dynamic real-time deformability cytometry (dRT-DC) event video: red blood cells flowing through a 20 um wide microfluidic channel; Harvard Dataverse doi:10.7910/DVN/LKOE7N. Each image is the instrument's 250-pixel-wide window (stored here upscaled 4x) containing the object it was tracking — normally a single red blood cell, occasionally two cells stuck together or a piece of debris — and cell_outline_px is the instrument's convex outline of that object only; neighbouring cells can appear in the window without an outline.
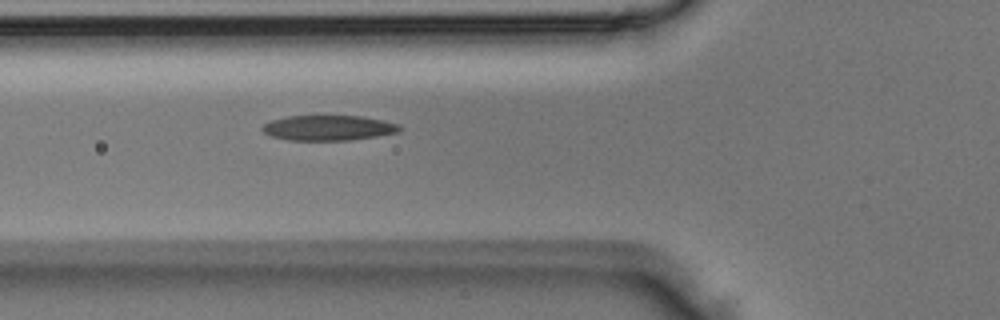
{"species": "Egyptian fruit bat (a non-hibernating species)", "species_latin": "Rousettus aegyptiacus", "temperature_condition": "room temperature", "stored_images_in_passage": 2, "camera_frame_rate_fps": 3000, "um_per_image_px": 0.085, "animal": {"sex": "male"}, "frame": {"image": 1, "passage_image": 2, "time_ms": 0.333, "image_size_px": [1000, 320], "cell_outline_px": [[404, 128], [400, 132], [376, 136], [348, 140], [288, 140], [272, 136], [264, 132], [260, 128], [264, 124], [272, 120], [288, 116], [360, 116], [384, 120], [400, 124]], "centroid_in_image_um": [27.96, 10.86], "position_along_channel_um": 97.8, "area_um2": 20.17}}